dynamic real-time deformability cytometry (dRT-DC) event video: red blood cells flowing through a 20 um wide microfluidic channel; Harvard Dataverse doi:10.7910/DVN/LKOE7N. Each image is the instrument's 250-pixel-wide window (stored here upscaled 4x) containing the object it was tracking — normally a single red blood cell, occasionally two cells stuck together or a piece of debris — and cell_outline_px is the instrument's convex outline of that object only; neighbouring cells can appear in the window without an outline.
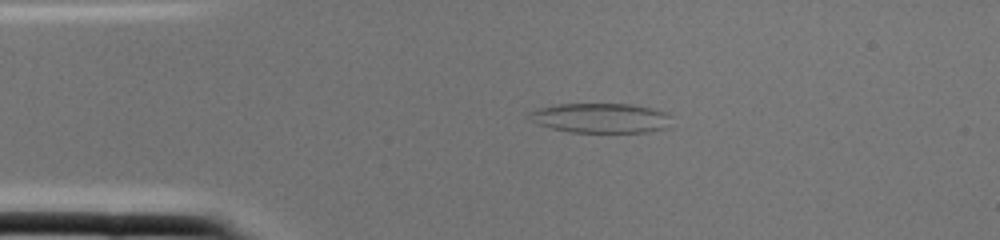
{"species": "common noctule bat (a hibernating species)", "species_latin": "Nyctalus noctula", "temperature_condition": "cold", "stored_images_in_passage": 1, "camera_frame_rate_fps": 3000, "um_per_image_px": 0.085, "animal": {"sex": "female", "body_mass_g": 22.0, "forearm_length_mm": 56.7}, "frame": {"image": 1, "passage_image": 1, "time_ms": 0.0, "image_size_px": [1000, 240], "cell_outline_px": [[672, 116], [668, 128], [648, 132], [572, 132], [552, 128], [540, 124], [524, 116], [528, 112], [536, 108], [560, 104], [632, 104], [668, 112]], "centroid_in_image_um": [51.08, 10.03], "position_along_channel_um": 33.9, "area_um2": 24.85}}